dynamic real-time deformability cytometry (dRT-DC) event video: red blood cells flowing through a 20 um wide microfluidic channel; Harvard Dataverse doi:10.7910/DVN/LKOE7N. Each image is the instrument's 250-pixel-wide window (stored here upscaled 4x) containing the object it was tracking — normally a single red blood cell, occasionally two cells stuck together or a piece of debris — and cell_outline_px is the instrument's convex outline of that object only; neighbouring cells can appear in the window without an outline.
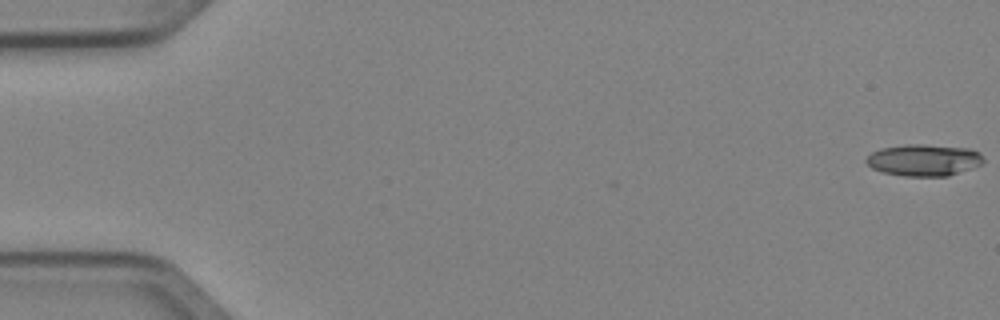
{"species": "Egyptian fruit bat (a non-hibernating species)", "species_latin": "Rousettus aegyptiacus", "temperature_condition": "cold", "stored_images_in_passage": 3, "camera_frame_rate_fps": 3000, "um_per_image_px": 0.085, "animal": {"sex": "female"}, "frame": {"image": 1, "passage_image": 1, "time_ms": 0.0, "image_size_px": [1000, 320], "cell_outline_px": [[984, 160], [980, 164], [972, 168], [948, 176], [904, 176], [884, 172], [872, 168], [864, 160], [872, 152], [880, 148], [908, 144], [920, 144], [972, 148], [980, 152]], "centroid_in_image_um": [78.54, 13.6], "position_along_channel_um": 6.5, "area_um2": 21.68}}